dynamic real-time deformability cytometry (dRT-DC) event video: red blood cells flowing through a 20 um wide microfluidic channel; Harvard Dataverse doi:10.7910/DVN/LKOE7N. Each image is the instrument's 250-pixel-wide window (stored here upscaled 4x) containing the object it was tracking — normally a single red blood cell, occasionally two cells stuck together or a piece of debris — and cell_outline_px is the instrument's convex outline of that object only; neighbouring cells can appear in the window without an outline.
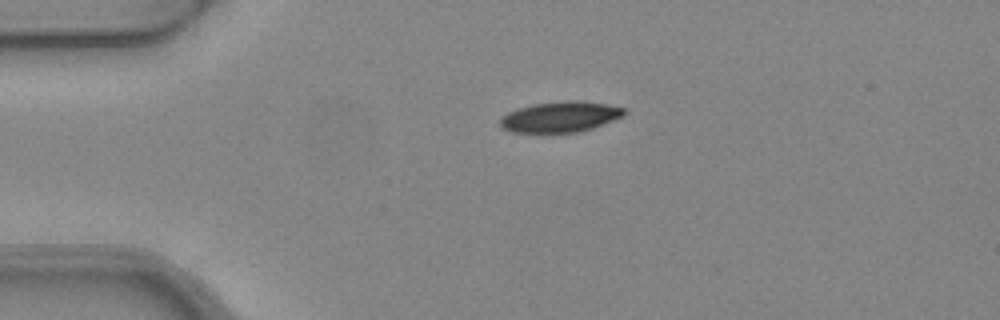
{"species": "common noctule bat (a hibernating species)", "species_latin": "Nyctalus noctula", "temperature_condition": "warm", "stored_images_in_passage": 3, "camera_frame_rate_fps": 3000, "um_per_image_px": 0.085, "animal": {"sex": "female", "body_mass_g": 24.6, "forearm_length_mm": 56.2}, "frame": {"image": 1, "passage_image": 1, "time_ms": 0.0, "image_size_px": [1000, 320], "cell_outline_px": [[628, 112], [624, 116], [592, 128], [576, 132], [512, 132], [504, 128], [500, 124], [500, 120], [508, 112], [516, 108], [536, 104], [564, 100], [576, 100], [604, 104], [624, 108]], "centroid_in_image_um": [47.64, 9.92], "position_along_channel_um": 37.4, "area_um2": 21.91}}